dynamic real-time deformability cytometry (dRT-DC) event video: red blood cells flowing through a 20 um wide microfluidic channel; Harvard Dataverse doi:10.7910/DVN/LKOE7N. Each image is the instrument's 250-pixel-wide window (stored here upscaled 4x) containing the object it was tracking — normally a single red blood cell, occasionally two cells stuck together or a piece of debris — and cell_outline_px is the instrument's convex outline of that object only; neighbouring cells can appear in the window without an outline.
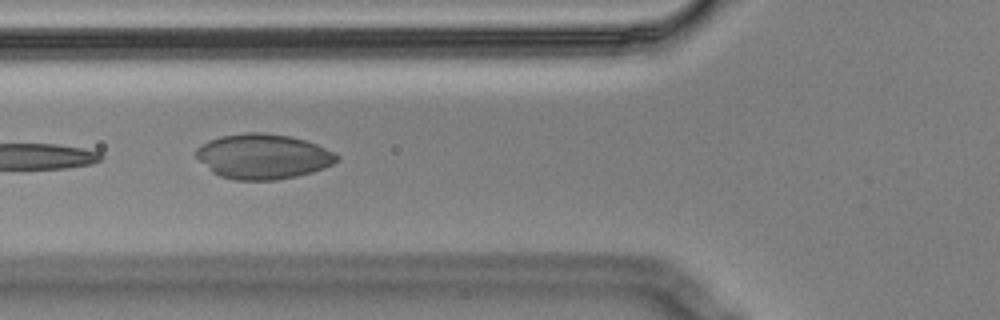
{"species": "Egyptian fruit bat (a non-hibernating species)", "species_latin": "Rousettus aegyptiacus", "temperature_condition": "cold", "stored_images_in_passage": 9, "camera_frame_rate_fps": 3000, "um_per_image_px": 0.085, "animal": {"sex": "male"}, "frame": {"image": 1, "passage_image": 4, "time_ms": 1.0, "image_size_px": [1000, 320], "cell_outline_px": [[340, 160], [324, 168], [312, 172], [296, 176], [276, 180], [236, 180], [220, 176], [212, 172], [196, 156], [196, 148], [200, 144], [208, 140], [220, 136], [248, 132], [260, 132], [288, 136], [304, 140], [316, 144], [340, 156]], "centroid_in_image_um": [22.34, 13.3], "position_along_channel_um": 103.5, "area_um2": 36.82}}
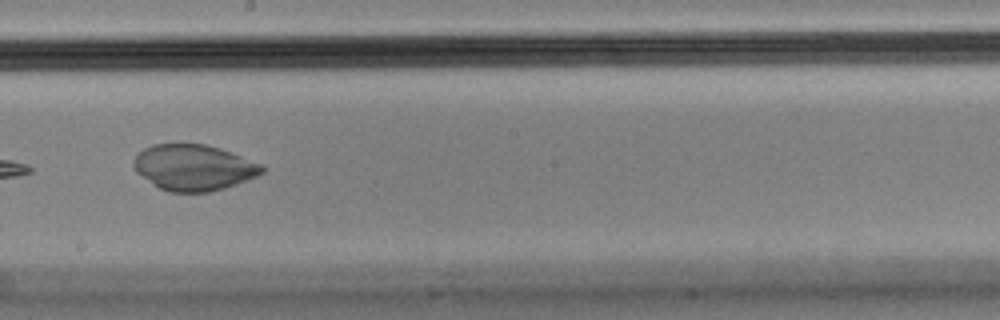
{"frame": {"image": 2, "passage_image": 7, "time_ms": 2.0, "image_size_px": [1000, 320], "cell_outline_px": [[264, 172], [256, 176], [236, 184], [224, 188], [208, 192], [168, 192], [152, 184], [136, 172], [132, 164], [132, 160], [144, 148], [152, 144], [204, 144], [220, 148], [264, 164]], "centroid_in_image_um": [16.46, 14.23], "position_along_channel_um": 231.7, "area_um2": 34.45}}
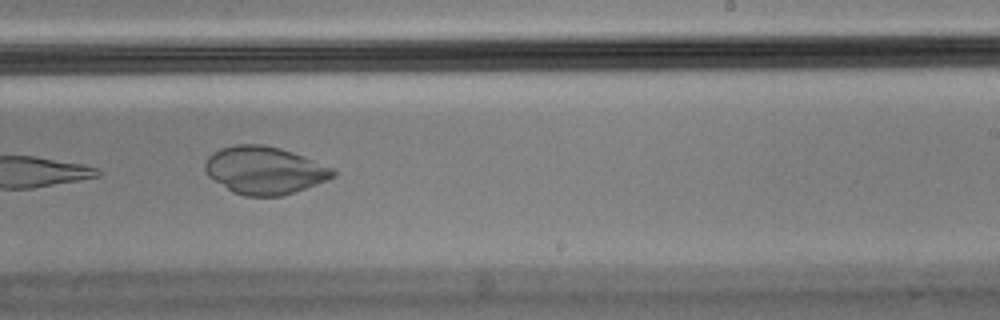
{"frame": {"image": 3, "passage_image": 8, "time_ms": 2.333, "image_size_px": [1000, 320], "cell_outline_px": [[336, 176], [304, 188], [280, 196], [244, 196], [232, 192], [208, 176], [204, 168], [204, 164], [208, 156], [212, 152], [220, 148], [236, 144], [260, 144], [280, 148], [304, 156], [336, 168]], "centroid_in_image_um": [22.47, 14.46], "position_along_channel_um": 266.5, "area_um2": 35.55}}